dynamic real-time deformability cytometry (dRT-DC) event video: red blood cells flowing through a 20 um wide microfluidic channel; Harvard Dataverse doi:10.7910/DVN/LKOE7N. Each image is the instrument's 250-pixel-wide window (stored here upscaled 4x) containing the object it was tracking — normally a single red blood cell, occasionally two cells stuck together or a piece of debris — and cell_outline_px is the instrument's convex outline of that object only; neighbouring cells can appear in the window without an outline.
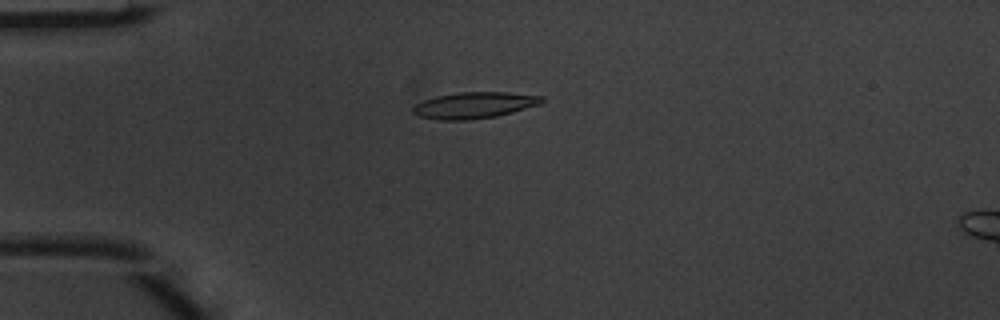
{"species": "common noctule bat (a hibernating species)", "species_latin": "Nyctalus noctula", "temperature_condition": "warm", "stored_images_in_passage": 7, "camera_frame_rate_fps": 3000, "um_per_image_px": 0.085, "animal": {"sex": "male", "body_mass_g": 20.1, "forearm_length_mm": 53.5}, "frame": {"image": 1, "passage_image": 4, "time_ms": 1.0, "image_size_px": [1000, 320], "cell_outline_px": [[544, 100], [540, 104], [512, 112], [496, 116], [468, 120], [436, 120], [416, 116], [412, 112], [412, 108], [416, 104], [424, 100], [436, 96], [460, 92], [508, 92], [544, 96]], "centroid_in_image_um": [40.29, 8.95], "position_along_channel_um": 44.7, "area_um2": 19.83}}
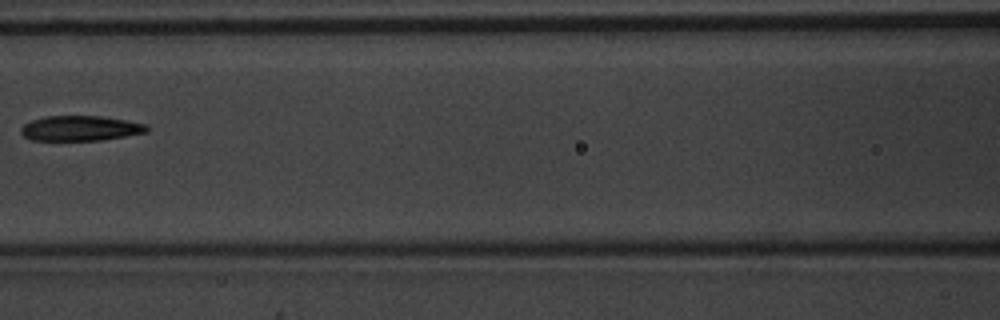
{"frame": {"image": 2, "passage_image": 7, "time_ms": 2.0, "image_size_px": [1000, 320], "cell_outline_px": [[148, 132], [104, 140], [32, 140], [24, 136], [20, 132], [20, 128], [24, 124], [32, 120], [44, 116], [100, 116], [148, 124]], "centroid_in_image_um": [6.84, 10.9], "position_along_channel_um": 159.8, "area_um2": 18.44}}